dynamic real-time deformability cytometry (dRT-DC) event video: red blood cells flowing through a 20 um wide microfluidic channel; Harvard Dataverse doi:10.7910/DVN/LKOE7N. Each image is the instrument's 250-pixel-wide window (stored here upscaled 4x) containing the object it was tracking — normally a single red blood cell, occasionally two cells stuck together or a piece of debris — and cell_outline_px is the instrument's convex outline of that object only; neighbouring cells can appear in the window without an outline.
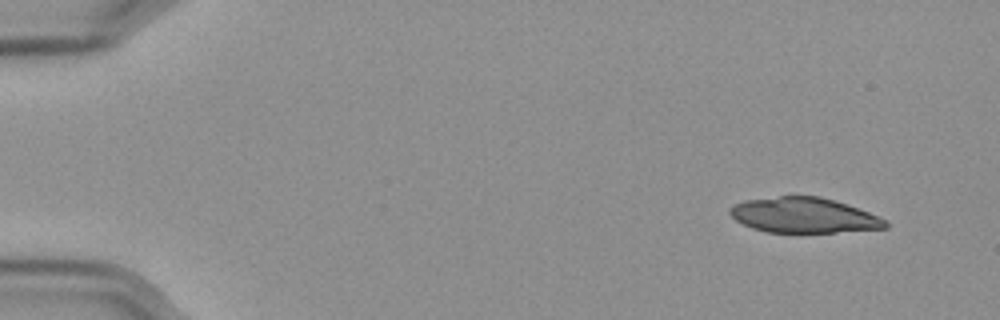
{"species": "Egyptian fruit bat (a non-hibernating species)", "species_latin": "Rousettus aegyptiacus", "temperature_condition": "cold", "stored_images_in_passage": 53, "camera_frame_rate_fps": 3000, "um_per_image_px": 0.085, "frame": {"image": 1, "passage_image": 1, "time_ms": 0.0, "image_size_px": [1000, 320], "cell_outline_px": [[888, 228], [836, 232], [768, 232], [752, 228], [736, 220], [728, 212], [728, 208], [732, 204], [744, 200], [780, 196], [820, 196], [868, 212], [888, 220]], "centroid_in_image_um": [68.29, 18.3], "position_along_channel_um": 16.7, "area_um2": 31.79}}
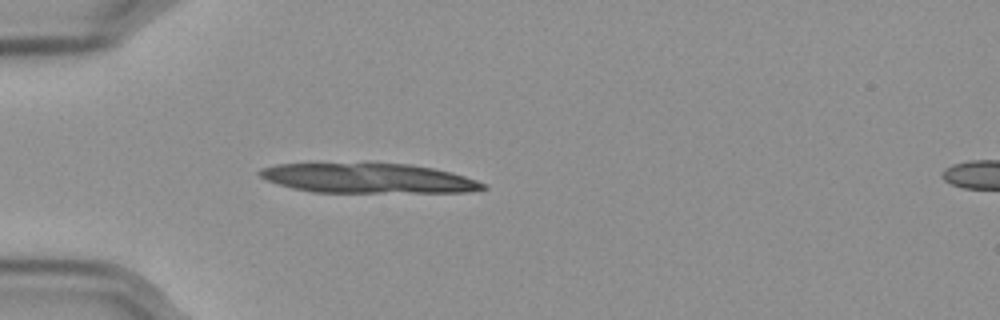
{"frame": {"image": 2, "passage_image": 13, "time_ms": 4.0, "image_size_px": [1000, 320], "cell_outline_px": [[488, 188], [468, 192], [312, 192], [292, 188], [268, 180], [260, 176], [256, 172], [260, 168], [276, 164], [408, 164], [432, 168], [452, 172], [488, 184]], "centroid_in_image_um": [31.32, 15.16], "position_along_channel_um": 53.7, "area_um2": 38.38}}